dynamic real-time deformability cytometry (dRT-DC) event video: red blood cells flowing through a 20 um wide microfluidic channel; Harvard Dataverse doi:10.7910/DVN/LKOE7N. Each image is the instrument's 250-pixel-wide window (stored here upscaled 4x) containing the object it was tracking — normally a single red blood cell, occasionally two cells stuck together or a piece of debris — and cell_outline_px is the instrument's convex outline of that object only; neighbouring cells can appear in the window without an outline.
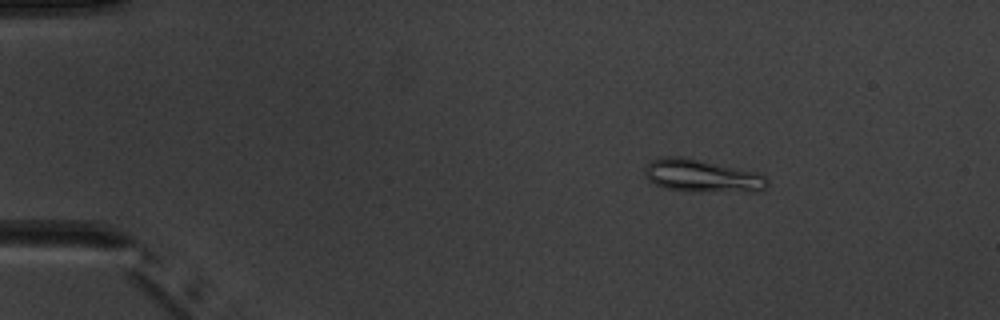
{"species": "common noctule bat (a hibernating species)", "species_latin": "Nyctalus noctula", "temperature_condition": "warm", "stored_images_in_passage": 5, "camera_frame_rate_fps": 3000, "um_per_image_px": 0.085, "animal": {"sex": "male", "body_mass_g": 20.1, "forearm_length_mm": 53.5}, "frame": {"image": 1, "passage_image": 2, "time_ms": 1.333, "image_size_px": [1000, 320], "cell_outline_px": [[768, 184], [764, 188], [756, 192], [684, 192], [664, 188], [648, 180], [644, 172], [644, 168], [652, 160], [660, 156], [680, 156], [760, 172], [768, 180]], "centroid_in_image_um": [59.68, 14.97], "position_along_channel_um": 25.3, "area_um2": 23.93}}
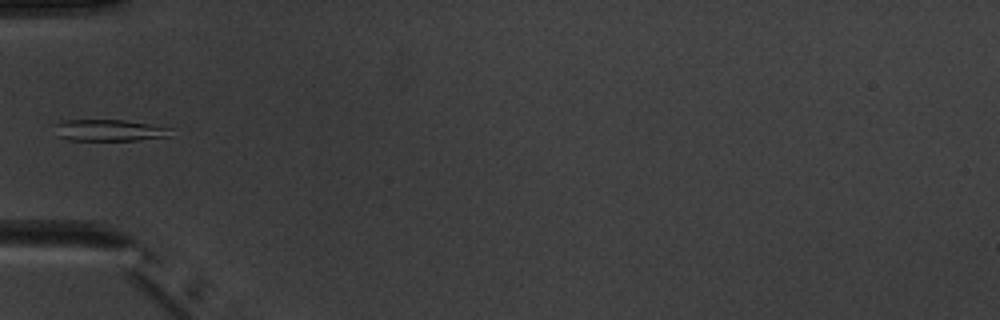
{"frame": {"image": 2, "passage_image": 5, "time_ms": 4.667, "image_size_px": [1000, 320], "cell_outline_px": [[172, 128], [168, 136], [136, 140], [68, 140], [56, 136], [48, 124], [60, 120], [124, 120]], "centroid_in_image_um": [9.08, 11.06], "position_along_channel_um": 75.9, "area_um2": 14.91}}